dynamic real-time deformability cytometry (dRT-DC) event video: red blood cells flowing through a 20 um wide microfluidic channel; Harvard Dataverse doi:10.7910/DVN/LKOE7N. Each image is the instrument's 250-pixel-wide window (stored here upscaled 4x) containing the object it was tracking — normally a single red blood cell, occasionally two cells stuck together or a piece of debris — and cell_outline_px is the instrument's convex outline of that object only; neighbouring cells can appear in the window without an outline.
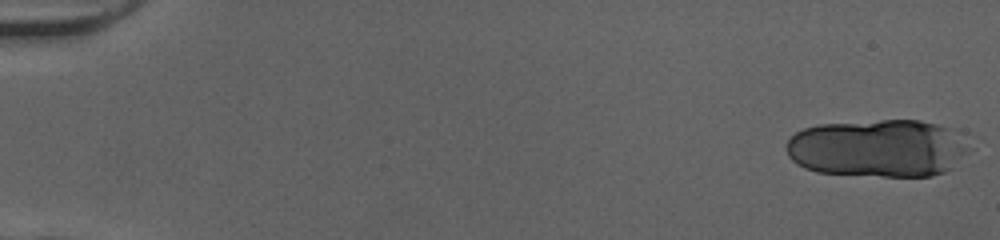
{"species": "human", "species_latin": "Homo sapiens", "temperature_condition": "cold", "stored_images_in_passage": 27, "camera_frame_rate_fps": 3000, "um_per_image_px": 0.085, "donor": {"sex": "female"}, "frame": {"image": 1, "passage_image": 1, "time_ms": 0.0, "image_size_px": [1000, 240], "cell_outline_px": [[972, 148], [952, 168], [944, 172], [932, 176], [884, 176], [816, 172], [804, 168], [796, 164], [788, 156], [784, 148], [788, 140], [796, 132], [804, 128], [820, 124], [880, 120], [920, 120], [952, 128]], "centroid_in_image_um": [74.62, 12.6], "position_along_channel_um": 10.4, "area_um2": 61.96}}
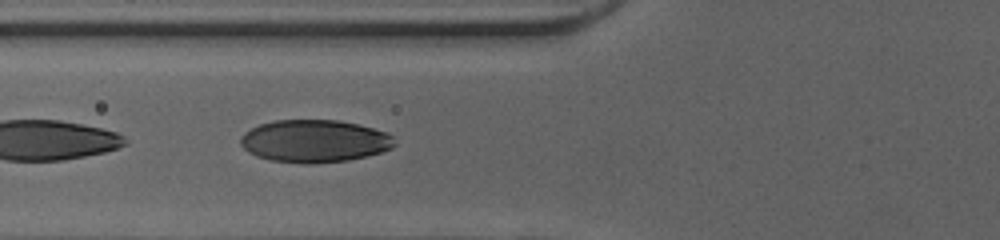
{"frame": {"image": 2, "passage_image": 21, "time_ms": 6.667, "image_size_px": [1000, 240], "cell_outline_px": [[396, 144], [392, 148], [380, 152], [348, 160], [312, 164], [304, 164], [272, 160], [256, 156], [248, 152], [240, 144], [240, 136], [244, 132], [260, 124], [276, 120], [340, 120], [388, 132], [392, 136]], "centroid_in_image_um": [26.72, 11.99], "position_along_channel_um": 99.1, "area_um2": 38.21}}
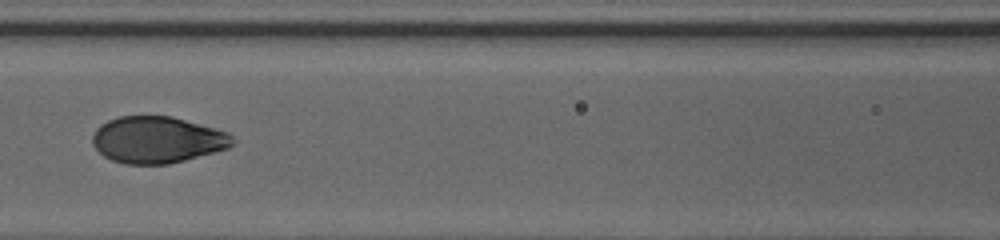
{"frame": {"image": 3, "passage_image": 25, "time_ms": 8.0, "image_size_px": [1000, 240], "cell_outline_px": [[236, 144], [228, 148], [184, 160], [168, 164], [124, 164], [112, 160], [104, 156], [92, 144], [92, 136], [96, 128], [100, 124], [108, 120], [120, 116], [172, 116], [228, 132], [236, 140]], "centroid_in_image_um": [13.37, 11.88], "position_along_channel_um": 153.2, "area_um2": 38.09}}